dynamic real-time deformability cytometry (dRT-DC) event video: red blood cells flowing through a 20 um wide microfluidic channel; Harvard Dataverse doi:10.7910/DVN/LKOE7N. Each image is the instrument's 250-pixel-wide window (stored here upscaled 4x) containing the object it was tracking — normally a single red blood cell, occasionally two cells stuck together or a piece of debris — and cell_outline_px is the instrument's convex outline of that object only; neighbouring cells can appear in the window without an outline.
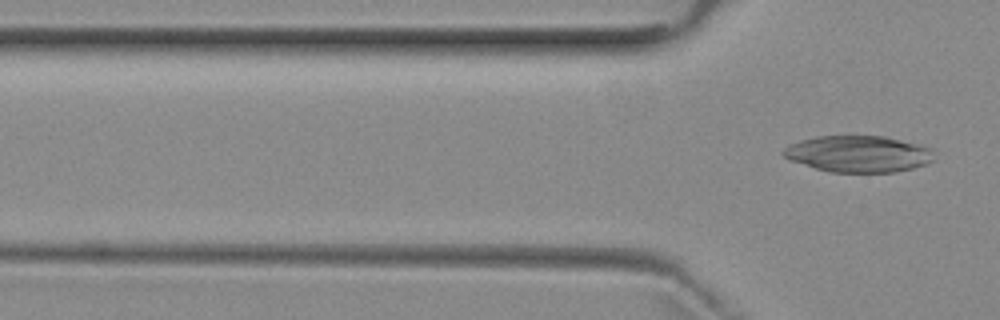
{"species": "common noctule bat (a hibernating species)", "species_latin": "Nyctalus noctula", "temperature_condition": "room temperature", "stored_images_in_passage": 6, "camera_frame_rate_fps": 3000, "um_per_image_px": 0.085, "animal": {"sex": "female", "body_mass_g": 29.2, "forearm_length_mm": 56.3}, "frame": {"image": 1, "passage_image": 6, "time_ms": 7.0, "image_size_px": [1000, 320], "cell_outline_px": [[932, 160], [924, 164], [912, 168], [892, 172], [832, 172], [816, 168], [788, 160], [780, 152], [788, 144], [800, 140], [816, 136], [884, 136], [920, 144], [932, 148]], "centroid_in_image_um": [72.91, 13.07], "position_along_channel_um": 52.9, "area_um2": 32.02}}